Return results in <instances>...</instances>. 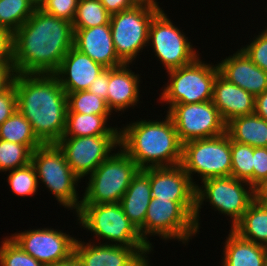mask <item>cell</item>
Instances as JSON below:
<instances>
[{
	"mask_svg": "<svg viewBox=\"0 0 267 266\" xmlns=\"http://www.w3.org/2000/svg\"><path fill=\"white\" fill-rule=\"evenodd\" d=\"M110 116L67 113L65 132L62 137L120 135V127L108 125Z\"/></svg>",
	"mask_w": 267,
	"mask_h": 266,
	"instance_id": "obj_26",
	"label": "cell"
},
{
	"mask_svg": "<svg viewBox=\"0 0 267 266\" xmlns=\"http://www.w3.org/2000/svg\"><path fill=\"white\" fill-rule=\"evenodd\" d=\"M106 68L72 47L62 59L54 75L66 93L88 90L91 83Z\"/></svg>",
	"mask_w": 267,
	"mask_h": 266,
	"instance_id": "obj_18",
	"label": "cell"
},
{
	"mask_svg": "<svg viewBox=\"0 0 267 266\" xmlns=\"http://www.w3.org/2000/svg\"><path fill=\"white\" fill-rule=\"evenodd\" d=\"M212 102L225 123L235 117L255 113V97L220 74L214 82Z\"/></svg>",
	"mask_w": 267,
	"mask_h": 266,
	"instance_id": "obj_21",
	"label": "cell"
},
{
	"mask_svg": "<svg viewBox=\"0 0 267 266\" xmlns=\"http://www.w3.org/2000/svg\"><path fill=\"white\" fill-rule=\"evenodd\" d=\"M253 201L267 205V176L253 186Z\"/></svg>",
	"mask_w": 267,
	"mask_h": 266,
	"instance_id": "obj_44",
	"label": "cell"
},
{
	"mask_svg": "<svg viewBox=\"0 0 267 266\" xmlns=\"http://www.w3.org/2000/svg\"><path fill=\"white\" fill-rule=\"evenodd\" d=\"M16 75L13 63H0V94L13 86Z\"/></svg>",
	"mask_w": 267,
	"mask_h": 266,
	"instance_id": "obj_42",
	"label": "cell"
},
{
	"mask_svg": "<svg viewBox=\"0 0 267 266\" xmlns=\"http://www.w3.org/2000/svg\"><path fill=\"white\" fill-rule=\"evenodd\" d=\"M17 110L30 122L43 144H56L64 135L67 93L54 74H19L14 84Z\"/></svg>",
	"mask_w": 267,
	"mask_h": 266,
	"instance_id": "obj_2",
	"label": "cell"
},
{
	"mask_svg": "<svg viewBox=\"0 0 267 266\" xmlns=\"http://www.w3.org/2000/svg\"><path fill=\"white\" fill-rule=\"evenodd\" d=\"M72 23L36 8L13 34L14 67L19 74H54L73 47Z\"/></svg>",
	"mask_w": 267,
	"mask_h": 266,
	"instance_id": "obj_1",
	"label": "cell"
},
{
	"mask_svg": "<svg viewBox=\"0 0 267 266\" xmlns=\"http://www.w3.org/2000/svg\"><path fill=\"white\" fill-rule=\"evenodd\" d=\"M241 49L254 64L267 72V27Z\"/></svg>",
	"mask_w": 267,
	"mask_h": 266,
	"instance_id": "obj_36",
	"label": "cell"
},
{
	"mask_svg": "<svg viewBox=\"0 0 267 266\" xmlns=\"http://www.w3.org/2000/svg\"><path fill=\"white\" fill-rule=\"evenodd\" d=\"M134 5L159 6L156 0H130Z\"/></svg>",
	"mask_w": 267,
	"mask_h": 266,
	"instance_id": "obj_47",
	"label": "cell"
},
{
	"mask_svg": "<svg viewBox=\"0 0 267 266\" xmlns=\"http://www.w3.org/2000/svg\"><path fill=\"white\" fill-rule=\"evenodd\" d=\"M33 4L37 7L40 8L41 5L46 1V0H31Z\"/></svg>",
	"mask_w": 267,
	"mask_h": 266,
	"instance_id": "obj_48",
	"label": "cell"
},
{
	"mask_svg": "<svg viewBox=\"0 0 267 266\" xmlns=\"http://www.w3.org/2000/svg\"><path fill=\"white\" fill-rule=\"evenodd\" d=\"M110 14L99 0H79L73 29H86L110 22Z\"/></svg>",
	"mask_w": 267,
	"mask_h": 266,
	"instance_id": "obj_30",
	"label": "cell"
},
{
	"mask_svg": "<svg viewBox=\"0 0 267 266\" xmlns=\"http://www.w3.org/2000/svg\"><path fill=\"white\" fill-rule=\"evenodd\" d=\"M79 0H46L40 7L45 13L72 23Z\"/></svg>",
	"mask_w": 267,
	"mask_h": 266,
	"instance_id": "obj_37",
	"label": "cell"
},
{
	"mask_svg": "<svg viewBox=\"0 0 267 266\" xmlns=\"http://www.w3.org/2000/svg\"><path fill=\"white\" fill-rule=\"evenodd\" d=\"M254 147L231 140V176L253 187Z\"/></svg>",
	"mask_w": 267,
	"mask_h": 266,
	"instance_id": "obj_33",
	"label": "cell"
},
{
	"mask_svg": "<svg viewBox=\"0 0 267 266\" xmlns=\"http://www.w3.org/2000/svg\"><path fill=\"white\" fill-rule=\"evenodd\" d=\"M255 113L267 121V89L255 97Z\"/></svg>",
	"mask_w": 267,
	"mask_h": 266,
	"instance_id": "obj_45",
	"label": "cell"
},
{
	"mask_svg": "<svg viewBox=\"0 0 267 266\" xmlns=\"http://www.w3.org/2000/svg\"><path fill=\"white\" fill-rule=\"evenodd\" d=\"M67 163L81 179L89 176L104 160L120 147V135L61 137L56 143Z\"/></svg>",
	"mask_w": 267,
	"mask_h": 266,
	"instance_id": "obj_14",
	"label": "cell"
},
{
	"mask_svg": "<svg viewBox=\"0 0 267 266\" xmlns=\"http://www.w3.org/2000/svg\"><path fill=\"white\" fill-rule=\"evenodd\" d=\"M230 139L256 147H267V121L256 113L238 116L226 123Z\"/></svg>",
	"mask_w": 267,
	"mask_h": 266,
	"instance_id": "obj_25",
	"label": "cell"
},
{
	"mask_svg": "<svg viewBox=\"0 0 267 266\" xmlns=\"http://www.w3.org/2000/svg\"><path fill=\"white\" fill-rule=\"evenodd\" d=\"M267 176V147H256L253 153V186Z\"/></svg>",
	"mask_w": 267,
	"mask_h": 266,
	"instance_id": "obj_39",
	"label": "cell"
},
{
	"mask_svg": "<svg viewBox=\"0 0 267 266\" xmlns=\"http://www.w3.org/2000/svg\"><path fill=\"white\" fill-rule=\"evenodd\" d=\"M17 110L16 89L11 88L0 94V125Z\"/></svg>",
	"mask_w": 267,
	"mask_h": 266,
	"instance_id": "obj_38",
	"label": "cell"
},
{
	"mask_svg": "<svg viewBox=\"0 0 267 266\" xmlns=\"http://www.w3.org/2000/svg\"><path fill=\"white\" fill-rule=\"evenodd\" d=\"M31 163L36 169L38 183L44 184L51 191L59 205L68 211L74 209L77 212L82 199L79 200L76 187L81 179L70 168L57 144H43L36 148Z\"/></svg>",
	"mask_w": 267,
	"mask_h": 266,
	"instance_id": "obj_4",
	"label": "cell"
},
{
	"mask_svg": "<svg viewBox=\"0 0 267 266\" xmlns=\"http://www.w3.org/2000/svg\"><path fill=\"white\" fill-rule=\"evenodd\" d=\"M181 166L192 183L194 174L201 182L210 178L231 176V139L224 134L207 139L191 140L183 144Z\"/></svg>",
	"mask_w": 267,
	"mask_h": 266,
	"instance_id": "obj_9",
	"label": "cell"
},
{
	"mask_svg": "<svg viewBox=\"0 0 267 266\" xmlns=\"http://www.w3.org/2000/svg\"><path fill=\"white\" fill-rule=\"evenodd\" d=\"M139 232L143 240L153 247L148 240L151 236L158 235L165 241L178 240L186 245L190 239L192 240V236H196L198 229L194 218L178 202L152 198L144 225Z\"/></svg>",
	"mask_w": 267,
	"mask_h": 266,
	"instance_id": "obj_11",
	"label": "cell"
},
{
	"mask_svg": "<svg viewBox=\"0 0 267 266\" xmlns=\"http://www.w3.org/2000/svg\"><path fill=\"white\" fill-rule=\"evenodd\" d=\"M160 6L134 5L110 16L111 35L118 57L132 64L144 47L148 48L149 26Z\"/></svg>",
	"mask_w": 267,
	"mask_h": 266,
	"instance_id": "obj_10",
	"label": "cell"
},
{
	"mask_svg": "<svg viewBox=\"0 0 267 266\" xmlns=\"http://www.w3.org/2000/svg\"><path fill=\"white\" fill-rule=\"evenodd\" d=\"M129 65L109 68L107 106L112 113L124 112L140 102V75L130 70Z\"/></svg>",
	"mask_w": 267,
	"mask_h": 266,
	"instance_id": "obj_22",
	"label": "cell"
},
{
	"mask_svg": "<svg viewBox=\"0 0 267 266\" xmlns=\"http://www.w3.org/2000/svg\"><path fill=\"white\" fill-rule=\"evenodd\" d=\"M197 57L191 64L167 71L169 80L162 88L159 101L168 104H191L212 100L213 86L219 74L217 64L212 65Z\"/></svg>",
	"mask_w": 267,
	"mask_h": 266,
	"instance_id": "obj_7",
	"label": "cell"
},
{
	"mask_svg": "<svg viewBox=\"0 0 267 266\" xmlns=\"http://www.w3.org/2000/svg\"><path fill=\"white\" fill-rule=\"evenodd\" d=\"M48 266H83L80 260L73 254L69 259Z\"/></svg>",
	"mask_w": 267,
	"mask_h": 266,
	"instance_id": "obj_46",
	"label": "cell"
},
{
	"mask_svg": "<svg viewBox=\"0 0 267 266\" xmlns=\"http://www.w3.org/2000/svg\"><path fill=\"white\" fill-rule=\"evenodd\" d=\"M151 199L150 168L139 169L120 201L125 215L138 230L144 225Z\"/></svg>",
	"mask_w": 267,
	"mask_h": 266,
	"instance_id": "obj_23",
	"label": "cell"
},
{
	"mask_svg": "<svg viewBox=\"0 0 267 266\" xmlns=\"http://www.w3.org/2000/svg\"><path fill=\"white\" fill-rule=\"evenodd\" d=\"M108 85H109V68H106L91 83L90 87L88 88V91L101 97L107 103Z\"/></svg>",
	"mask_w": 267,
	"mask_h": 266,
	"instance_id": "obj_41",
	"label": "cell"
},
{
	"mask_svg": "<svg viewBox=\"0 0 267 266\" xmlns=\"http://www.w3.org/2000/svg\"><path fill=\"white\" fill-rule=\"evenodd\" d=\"M151 197L178 202L193 218L196 187L181 164L150 168Z\"/></svg>",
	"mask_w": 267,
	"mask_h": 266,
	"instance_id": "obj_17",
	"label": "cell"
},
{
	"mask_svg": "<svg viewBox=\"0 0 267 266\" xmlns=\"http://www.w3.org/2000/svg\"><path fill=\"white\" fill-rule=\"evenodd\" d=\"M0 245V266H45L26 253L10 236Z\"/></svg>",
	"mask_w": 267,
	"mask_h": 266,
	"instance_id": "obj_35",
	"label": "cell"
},
{
	"mask_svg": "<svg viewBox=\"0 0 267 266\" xmlns=\"http://www.w3.org/2000/svg\"><path fill=\"white\" fill-rule=\"evenodd\" d=\"M231 229L242 238L267 247V205L253 201Z\"/></svg>",
	"mask_w": 267,
	"mask_h": 266,
	"instance_id": "obj_27",
	"label": "cell"
},
{
	"mask_svg": "<svg viewBox=\"0 0 267 266\" xmlns=\"http://www.w3.org/2000/svg\"><path fill=\"white\" fill-rule=\"evenodd\" d=\"M40 146H25L0 139V172L21 168L32 160L33 151Z\"/></svg>",
	"mask_w": 267,
	"mask_h": 266,
	"instance_id": "obj_31",
	"label": "cell"
},
{
	"mask_svg": "<svg viewBox=\"0 0 267 266\" xmlns=\"http://www.w3.org/2000/svg\"><path fill=\"white\" fill-rule=\"evenodd\" d=\"M218 62L219 74L254 97L267 89V72L262 70L240 48Z\"/></svg>",
	"mask_w": 267,
	"mask_h": 266,
	"instance_id": "obj_20",
	"label": "cell"
},
{
	"mask_svg": "<svg viewBox=\"0 0 267 266\" xmlns=\"http://www.w3.org/2000/svg\"><path fill=\"white\" fill-rule=\"evenodd\" d=\"M196 186L194 222L199 232V213L203 202H209L214 211L224 214L231 220V228L241 219L253 202V187L246 181L233 176L216 177L204 180ZM247 186V187H246Z\"/></svg>",
	"mask_w": 267,
	"mask_h": 266,
	"instance_id": "obj_8",
	"label": "cell"
},
{
	"mask_svg": "<svg viewBox=\"0 0 267 266\" xmlns=\"http://www.w3.org/2000/svg\"><path fill=\"white\" fill-rule=\"evenodd\" d=\"M151 44V45H149ZM148 46L167 71L191 64L200 56L183 31L161 9L149 26Z\"/></svg>",
	"mask_w": 267,
	"mask_h": 266,
	"instance_id": "obj_12",
	"label": "cell"
},
{
	"mask_svg": "<svg viewBox=\"0 0 267 266\" xmlns=\"http://www.w3.org/2000/svg\"><path fill=\"white\" fill-rule=\"evenodd\" d=\"M75 214L79 224L93 233V238L107 241L103 244L150 246L125 215L120 203L81 204Z\"/></svg>",
	"mask_w": 267,
	"mask_h": 266,
	"instance_id": "obj_5",
	"label": "cell"
},
{
	"mask_svg": "<svg viewBox=\"0 0 267 266\" xmlns=\"http://www.w3.org/2000/svg\"><path fill=\"white\" fill-rule=\"evenodd\" d=\"M73 47L105 68H116L125 63L116 54L110 22L100 26L73 29Z\"/></svg>",
	"mask_w": 267,
	"mask_h": 266,
	"instance_id": "obj_19",
	"label": "cell"
},
{
	"mask_svg": "<svg viewBox=\"0 0 267 266\" xmlns=\"http://www.w3.org/2000/svg\"><path fill=\"white\" fill-rule=\"evenodd\" d=\"M14 62L13 33L0 28V63Z\"/></svg>",
	"mask_w": 267,
	"mask_h": 266,
	"instance_id": "obj_40",
	"label": "cell"
},
{
	"mask_svg": "<svg viewBox=\"0 0 267 266\" xmlns=\"http://www.w3.org/2000/svg\"><path fill=\"white\" fill-rule=\"evenodd\" d=\"M137 120L120 128V147L139 169L170 167L181 164L183 144L172 118Z\"/></svg>",
	"mask_w": 267,
	"mask_h": 266,
	"instance_id": "obj_3",
	"label": "cell"
},
{
	"mask_svg": "<svg viewBox=\"0 0 267 266\" xmlns=\"http://www.w3.org/2000/svg\"><path fill=\"white\" fill-rule=\"evenodd\" d=\"M26 253L45 266L69 259L74 254L76 238L53 228L15 232L10 236Z\"/></svg>",
	"mask_w": 267,
	"mask_h": 266,
	"instance_id": "obj_15",
	"label": "cell"
},
{
	"mask_svg": "<svg viewBox=\"0 0 267 266\" xmlns=\"http://www.w3.org/2000/svg\"><path fill=\"white\" fill-rule=\"evenodd\" d=\"M85 243L76 239L74 254L83 266H140L149 259L151 246H122L111 244Z\"/></svg>",
	"mask_w": 267,
	"mask_h": 266,
	"instance_id": "obj_16",
	"label": "cell"
},
{
	"mask_svg": "<svg viewBox=\"0 0 267 266\" xmlns=\"http://www.w3.org/2000/svg\"><path fill=\"white\" fill-rule=\"evenodd\" d=\"M104 160L88 177L81 204L120 203L139 168L121 148Z\"/></svg>",
	"mask_w": 267,
	"mask_h": 266,
	"instance_id": "obj_6",
	"label": "cell"
},
{
	"mask_svg": "<svg viewBox=\"0 0 267 266\" xmlns=\"http://www.w3.org/2000/svg\"><path fill=\"white\" fill-rule=\"evenodd\" d=\"M0 139L25 146H41L30 122L16 110L0 125Z\"/></svg>",
	"mask_w": 267,
	"mask_h": 266,
	"instance_id": "obj_28",
	"label": "cell"
},
{
	"mask_svg": "<svg viewBox=\"0 0 267 266\" xmlns=\"http://www.w3.org/2000/svg\"><path fill=\"white\" fill-rule=\"evenodd\" d=\"M110 15L130 9L134 4L130 0H99Z\"/></svg>",
	"mask_w": 267,
	"mask_h": 266,
	"instance_id": "obj_43",
	"label": "cell"
},
{
	"mask_svg": "<svg viewBox=\"0 0 267 266\" xmlns=\"http://www.w3.org/2000/svg\"><path fill=\"white\" fill-rule=\"evenodd\" d=\"M7 183L11 192L21 197L33 196L39 188L37 173L34 165H28L9 171Z\"/></svg>",
	"mask_w": 267,
	"mask_h": 266,
	"instance_id": "obj_34",
	"label": "cell"
},
{
	"mask_svg": "<svg viewBox=\"0 0 267 266\" xmlns=\"http://www.w3.org/2000/svg\"><path fill=\"white\" fill-rule=\"evenodd\" d=\"M67 101V113L112 115L106 101L88 90L67 93Z\"/></svg>",
	"mask_w": 267,
	"mask_h": 266,
	"instance_id": "obj_32",
	"label": "cell"
},
{
	"mask_svg": "<svg viewBox=\"0 0 267 266\" xmlns=\"http://www.w3.org/2000/svg\"><path fill=\"white\" fill-rule=\"evenodd\" d=\"M167 110L182 144L191 140L217 137L226 132V123L212 100L175 104Z\"/></svg>",
	"mask_w": 267,
	"mask_h": 266,
	"instance_id": "obj_13",
	"label": "cell"
},
{
	"mask_svg": "<svg viewBox=\"0 0 267 266\" xmlns=\"http://www.w3.org/2000/svg\"><path fill=\"white\" fill-rule=\"evenodd\" d=\"M149 259H147L146 261H144L140 266H151L149 263L150 261H148Z\"/></svg>",
	"mask_w": 267,
	"mask_h": 266,
	"instance_id": "obj_49",
	"label": "cell"
},
{
	"mask_svg": "<svg viewBox=\"0 0 267 266\" xmlns=\"http://www.w3.org/2000/svg\"><path fill=\"white\" fill-rule=\"evenodd\" d=\"M36 8L31 0H0V28L14 34Z\"/></svg>",
	"mask_w": 267,
	"mask_h": 266,
	"instance_id": "obj_29",
	"label": "cell"
},
{
	"mask_svg": "<svg viewBox=\"0 0 267 266\" xmlns=\"http://www.w3.org/2000/svg\"><path fill=\"white\" fill-rule=\"evenodd\" d=\"M223 248L222 266H265L267 247L255 244L229 230Z\"/></svg>",
	"mask_w": 267,
	"mask_h": 266,
	"instance_id": "obj_24",
	"label": "cell"
}]
</instances>
